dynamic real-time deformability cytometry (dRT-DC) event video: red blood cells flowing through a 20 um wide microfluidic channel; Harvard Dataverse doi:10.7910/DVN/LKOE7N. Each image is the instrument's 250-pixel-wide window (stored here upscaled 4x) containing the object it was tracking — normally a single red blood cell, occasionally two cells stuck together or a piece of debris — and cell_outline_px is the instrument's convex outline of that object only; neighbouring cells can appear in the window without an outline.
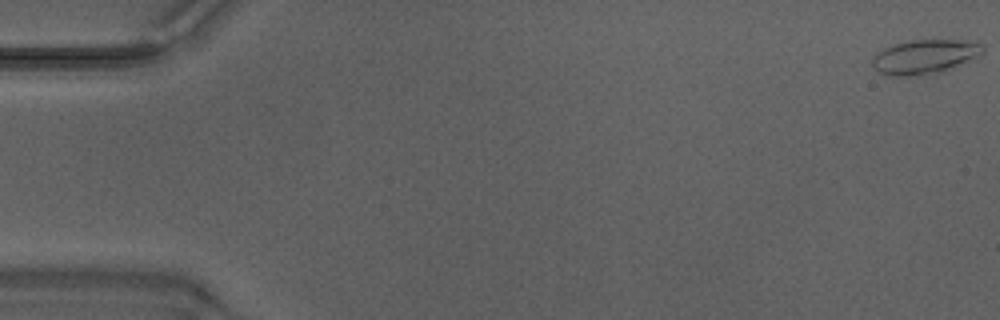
{"species": "Egyptian fruit bat (a non-hibernating species)", "species_latin": "Rousettus aegyptiacus", "temperature_condition": "warm", "stored_images_in_passage": 8, "camera_frame_rate_fps": 3000, "um_per_image_px": 0.085, "animal": {"sex": "male"}, "frame": {"image": 1, "passage_image": 1, "time_ms": 0.0, "image_size_px": [1000, 320], "cell_outline_px": [[984, 48], [980, 52], [952, 68], [928, 76], [884, 76], [872, 68], [872, 56], [884, 48], [908, 40], [976, 40], [984, 44]], "centroid_in_image_um": [78.53, 4.83], "position_along_channel_um": 6.5, "area_um2": 22.25}}